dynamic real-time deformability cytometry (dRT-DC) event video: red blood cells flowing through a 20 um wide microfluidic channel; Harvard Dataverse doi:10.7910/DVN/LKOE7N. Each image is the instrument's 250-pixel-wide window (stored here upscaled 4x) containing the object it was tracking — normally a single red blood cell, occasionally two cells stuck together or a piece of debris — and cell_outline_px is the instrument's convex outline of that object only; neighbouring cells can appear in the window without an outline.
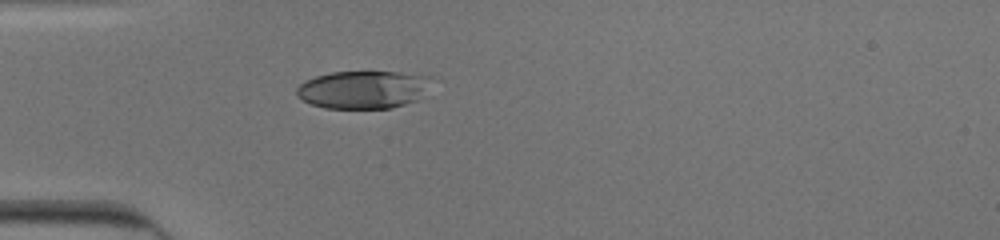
{"species": "human", "species_latin": "Homo sapiens", "temperature_condition": "cold", "stored_images_in_passage": 29, "camera_frame_rate_fps": 3000, "um_per_image_px": 0.085, "donor": {"sex": "male"}, "frame": {"image": 1, "passage_image": 1, "time_ms": 0.0, "image_size_px": [1000, 240], "cell_outline_px": [[432, 76], [416, 100], [392, 108], [324, 108], [312, 104], [296, 96], [296, 88], [304, 80], [316, 76], [332, 72], [396, 72]], "centroid_in_image_um": [30.78, 7.61], "position_along_channel_um": 54.2, "area_um2": 29.3}}
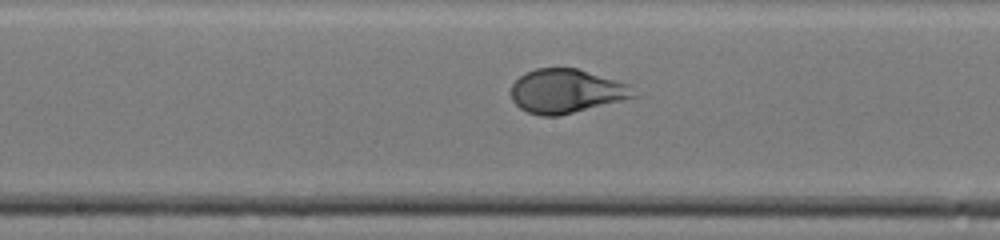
{"frame": {"image": 2, "passage_image": 13, "time_ms": 4.0, "image_size_px": [1000, 240], "cell_outline_px": [[636, 96], [560, 116], [540, 116], [528, 112], [520, 108], [512, 100], [512, 84], [520, 76], [536, 68], [576, 68], [616, 80], [628, 84]], "centroid_in_image_um": [48.09, 7.75], "position_along_channel_um": 200.1, "area_um2": 30.92}}
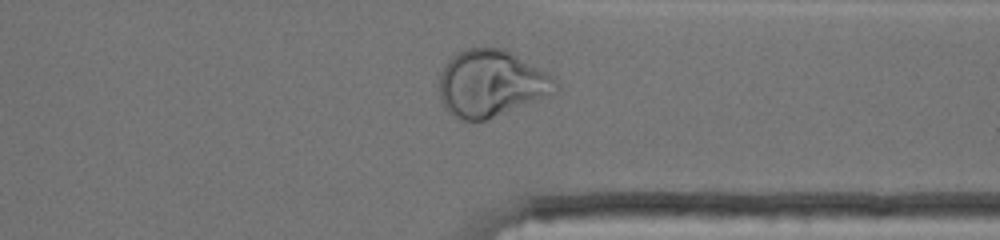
{"frame": {"image": 3, "passage_image": 26, "time_ms": 8.333, "image_size_px": [1000, 240], "cell_outline_px": [[560, 88], [556, 92], [484, 120], [464, 120], [452, 116], [444, 108], [440, 100], [440, 72], [448, 60], [452, 56], [464, 48], [504, 48], [552, 76], [560, 84]], "centroid_in_image_um": [41.71, 7.08], "position_along_channel_um": 369.7, "area_um2": 44.8}, "authors_computed_cell_mechanics": {"area_um2": 32.946, "velocity_mm_per_s": 3.9089, "shape_relaxation_time_tau1_ms": 2.7262, "shape_relaxation_time_tau2_ms": null, "deformation_change_tau1": 0.1629, "deformation_change_tau2": null}}